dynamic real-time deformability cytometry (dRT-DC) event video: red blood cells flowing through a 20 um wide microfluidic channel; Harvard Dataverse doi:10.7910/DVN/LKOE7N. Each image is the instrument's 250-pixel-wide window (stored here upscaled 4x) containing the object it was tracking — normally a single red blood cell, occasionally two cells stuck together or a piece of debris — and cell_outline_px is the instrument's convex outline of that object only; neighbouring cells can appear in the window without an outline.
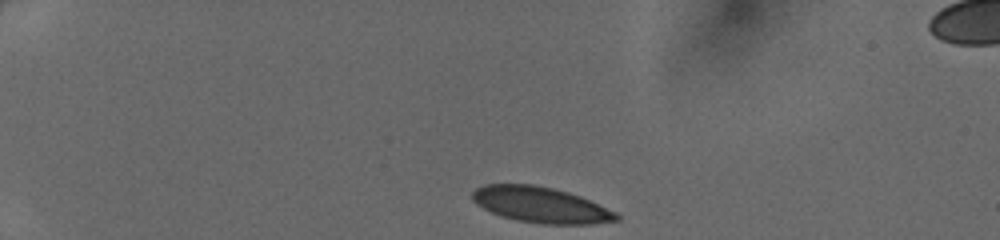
{"species": "human", "species_latin": "Homo sapiens", "temperature_condition": "cold", "stored_images_in_passage": 5, "camera_frame_rate_fps": 3000, "um_per_image_px": 0.085, "donor": {"sex": "female"}, "frame": {"image": 1, "passage_image": 1, "time_ms": 0.0, "image_size_px": [1000, 240], "cell_outline_px": [[620, 220], [592, 224], [540, 224], [516, 220], [500, 216], [476, 204], [472, 200], [472, 192], [476, 188], [484, 184], [532, 184], [552, 188], [568, 192], [580, 196], [616, 212], [620, 216]], "centroid_in_image_um": [45.96, 17.42], "position_along_channel_um": 39.0, "area_um2": 30.06}}
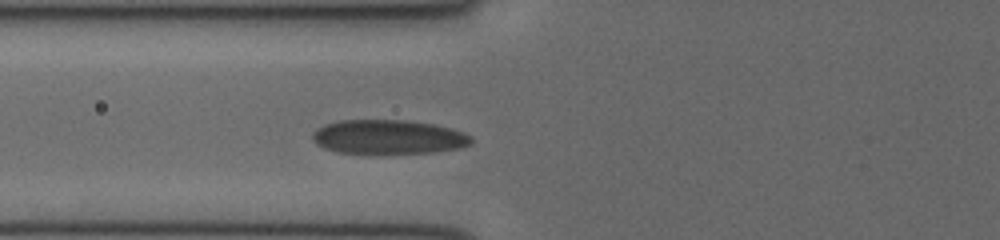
{"frame": {"image": 2, "passage_image": 5, "time_ms": 1.333, "image_size_px": [1000, 240], "cell_outline_px": [[472, 144], [460, 148], [432, 152], [336, 152], [324, 148], [316, 144], [312, 140], [312, 132], [316, 128], [324, 124], [340, 120], [404, 120], [432, 124], [464, 132], [472, 136]], "centroid_in_image_um": [32.98, 11.62], "position_along_channel_um": 92.8, "area_um2": 31.33}}